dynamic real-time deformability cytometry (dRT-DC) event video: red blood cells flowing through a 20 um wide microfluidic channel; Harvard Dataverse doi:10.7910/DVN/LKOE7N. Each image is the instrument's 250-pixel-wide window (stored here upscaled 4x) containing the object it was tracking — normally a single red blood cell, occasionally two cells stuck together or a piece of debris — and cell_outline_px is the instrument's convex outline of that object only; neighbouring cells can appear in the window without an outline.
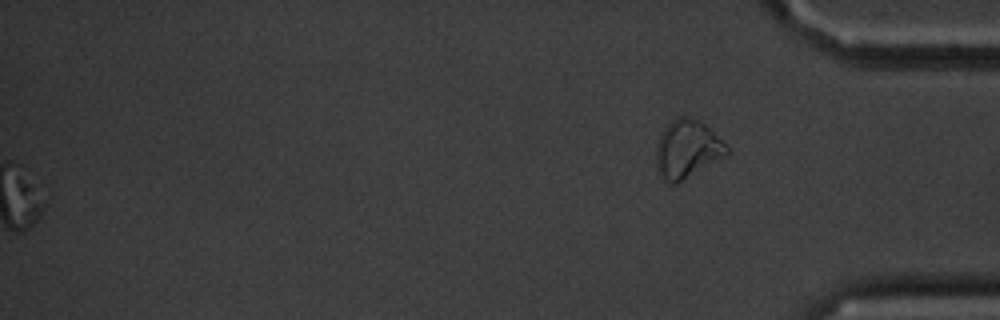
{"species": "common noctule bat (a hibernating species)", "species_latin": "Nyctalus noctula", "temperature_condition": "cold", "stored_images_in_passage": 62, "segment_of_instrument_passage": [2, 2], "camera_frame_rate_fps": 3000, "um_per_image_px": 0.085, "animal": {"sex": "male", "body_mass_g": 20.1, "forearm_length_mm": 53.5}, "frame": {"image": 1, "passage_image": 62, "time_ms": 20.333, "image_size_px": [1000, 320], "cell_outline_px": [[732, 148], [724, 156], [676, 184], [668, 184], [660, 176], [656, 168], [656, 144], [664, 128], [676, 116], [688, 116], [700, 120]], "centroid_in_image_um": [58.4, 12.66], "position_along_channel_um": 376.8, "area_um2": 24.04}}